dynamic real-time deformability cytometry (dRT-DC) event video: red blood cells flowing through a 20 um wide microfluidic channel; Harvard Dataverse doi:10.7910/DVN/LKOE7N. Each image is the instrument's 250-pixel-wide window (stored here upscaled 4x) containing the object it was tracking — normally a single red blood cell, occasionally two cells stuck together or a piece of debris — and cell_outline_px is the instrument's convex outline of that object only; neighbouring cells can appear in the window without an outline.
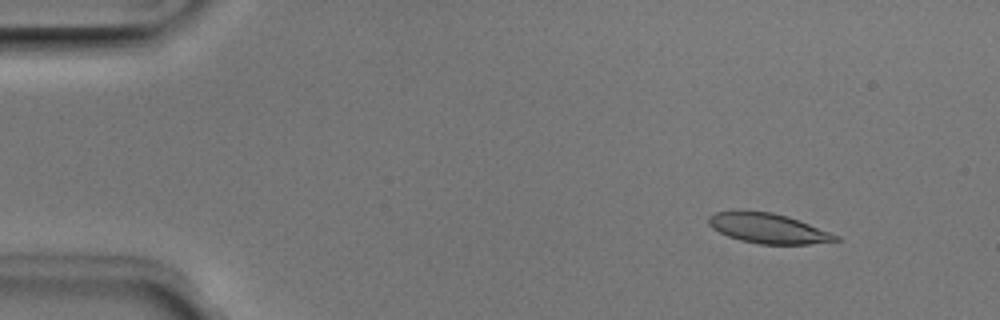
{"species": "Egyptian fruit bat (a non-hibernating species)", "species_latin": "Rousettus aegyptiacus", "temperature_condition": "room temperature", "stored_images_in_passage": 4, "camera_frame_rate_fps": 3000, "um_per_image_px": 0.085, "animal": {"sex": "male"}, "frame": {"image": 1, "passage_image": 2, "time_ms": 0.333, "image_size_px": [1000, 320], "cell_outline_px": [[840, 240], [808, 244], [760, 244], [740, 240], [728, 236], [712, 228], [708, 224], [708, 216], [716, 212], [772, 212], [788, 216], [840, 236]], "centroid_in_image_um": [65.3, 19.42], "position_along_channel_um": 19.7, "area_um2": 21.73}}
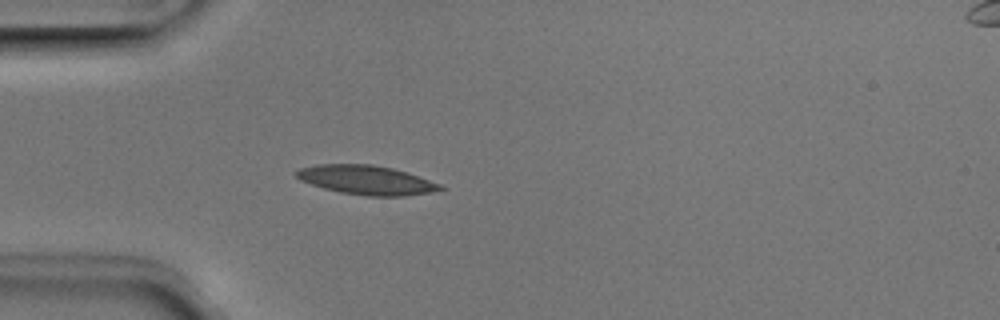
{"frame": {"image": 2, "passage_image": 4, "time_ms": 1.0, "image_size_px": [1000, 320], "cell_outline_px": [[448, 188], [432, 192], [404, 196], [368, 196], [340, 192], [324, 188], [300, 180], [292, 172], [300, 168], [316, 164], [372, 164], [392, 168], [440, 184]], "centroid_in_image_um": [31.11, 15.3], "position_along_channel_um": 53.9, "area_um2": 24.33}}